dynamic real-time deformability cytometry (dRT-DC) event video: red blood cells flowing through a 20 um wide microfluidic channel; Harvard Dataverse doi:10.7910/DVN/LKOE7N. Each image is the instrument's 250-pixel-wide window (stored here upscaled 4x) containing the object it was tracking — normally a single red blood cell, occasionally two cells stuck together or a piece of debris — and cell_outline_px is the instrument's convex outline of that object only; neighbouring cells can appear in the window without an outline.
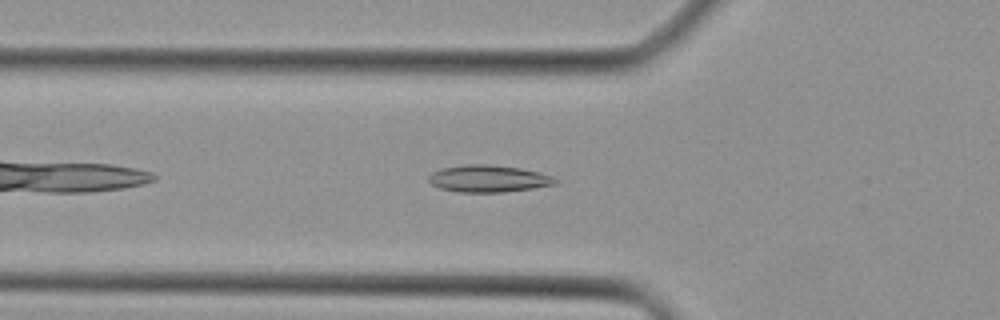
{"species": "Egyptian fruit bat (a non-hibernating species)", "species_latin": "Rousettus aegyptiacus", "temperature_condition": "cold", "stored_images_in_passage": 26, "camera_frame_rate_fps": 3000, "um_per_image_px": 0.085, "animal": {"sex": "female"}, "frame": {"image": 1, "passage_image": 3, "time_ms": 0.667, "image_size_px": [1000, 320], "cell_outline_px": [[556, 184], [532, 188], [504, 192], [456, 192], [440, 188], [432, 184], [428, 180], [428, 176], [432, 172], [440, 168], [464, 164], [488, 164], [520, 168], [540, 172], [552, 176], [556, 180]], "centroid_in_image_um": [41.48, 15.18], "position_along_channel_um": 84.3, "area_um2": 20.0}}
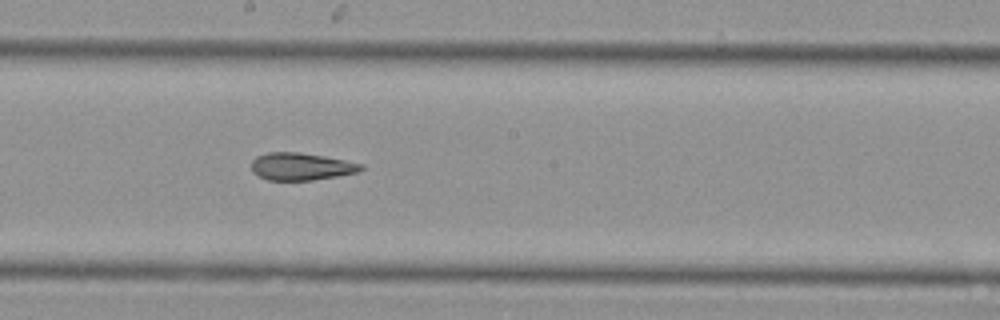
{"frame": {"image": 2, "passage_image": 12, "time_ms": 3.667, "image_size_px": [1000, 320], "cell_outline_px": [[364, 168], [360, 172], [312, 180], [268, 180], [252, 172], [252, 160], [256, 156], [268, 152], [300, 152], [324, 156], [364, 164]], "centroid_in_image_um": [25.61, 14.15], "position_along_channel_um": 222.6, "area_um2": 17.51}}
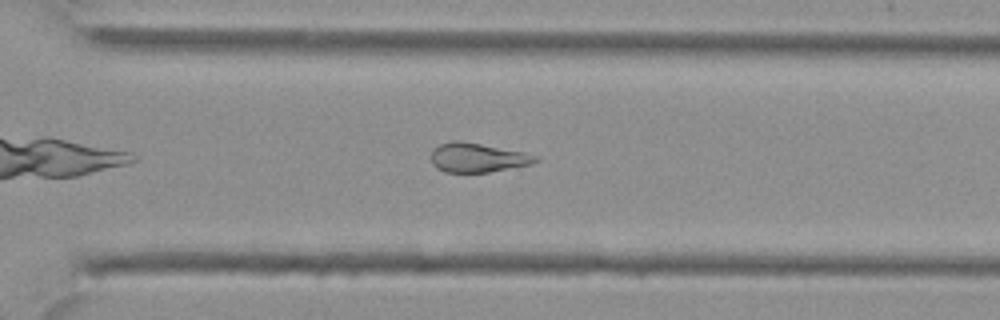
{"frame": {"image": 3, "passage_image": 19, "time_ms": 6.0, "image_size_px": [1000, 320], "cell_outline_px": [[540, 160], [532, 164], [488, 172], [444, 172], [436, 168], [432, 164], [432, 148], [440, 144], [452, 140], [460, 140], [540, 156]], "centroid_in_image_um": [40.56, 13.4], "position_along_channel_um": 330.0, "area_um2": 17.69}}